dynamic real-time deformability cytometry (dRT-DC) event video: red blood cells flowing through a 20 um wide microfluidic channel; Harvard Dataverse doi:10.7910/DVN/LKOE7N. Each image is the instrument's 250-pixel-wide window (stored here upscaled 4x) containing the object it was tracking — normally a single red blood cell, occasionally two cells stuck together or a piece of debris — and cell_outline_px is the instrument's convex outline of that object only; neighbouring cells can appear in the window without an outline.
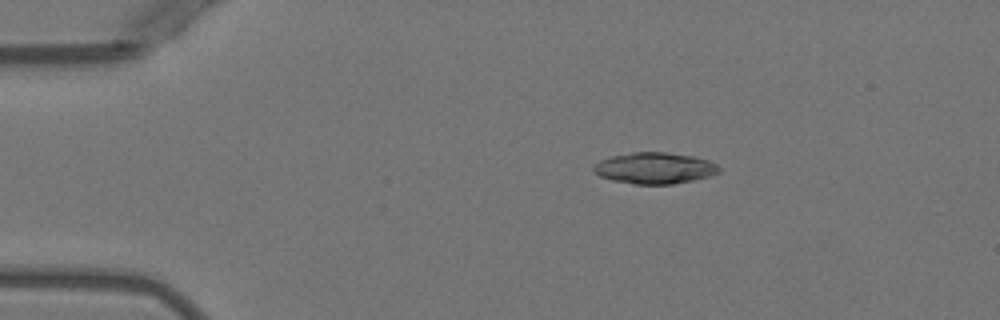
{"species": "Egyptian fruit bat (a non-hibernating species)", "species_latin": "Rousettus aegyptiacus", "temperature_condition": "warm", "stored_images_in_passage": 6, "camera_frame_rate_fps": 3000, "um_per_image_px": 0.085, "animal": {"sex": "female"}, "frame": {"image": 1, "passage_image": 2, "time_ms": 1.0, "image_size_px": [1000, 320], "cell_outline_px": [[720, 172], [708, 176], [692, 180], [672, 184], [636, 184], [612, 180], [600, 176], [592, 172], [592, 168], [600, 160], [612, 156], [632, 152], [664, 152], [696, 156], [708, 160], [716, 164], [720, 168]], "centroid_in_image_um": [55.64, 14.28], "position_along_channel_um": 29.4, "area_um2": 22.83}}
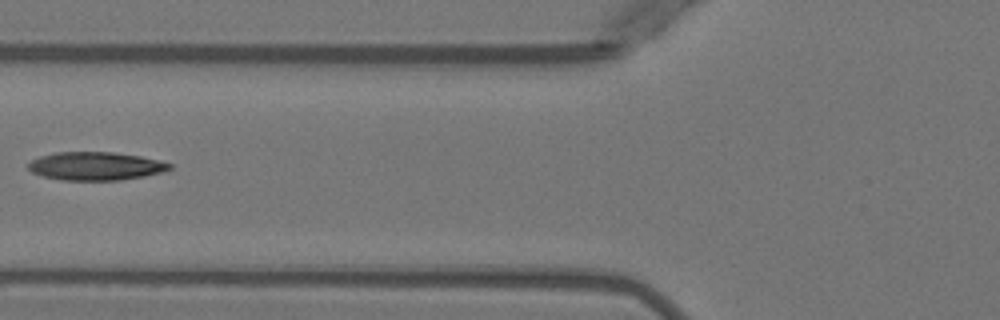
{"frame": {"image": 2, "passage_image": 5, "time_ms": 4.667, "image_size_px": [1000, 320], "cell_outline_px": [[172, 168], [160, 172], [144, 176], [120, 180], [64, 180], [44, 176], [32, 172], [28, 168], [28, 164], [32, 160], [40, 156], [56, 152], [112, 152], [140, 156], [172, 164]], "centroid_in_image_um": [8.11, 14.11], "position_along_channel_um": 117.7, "area_um2": 23.0}}
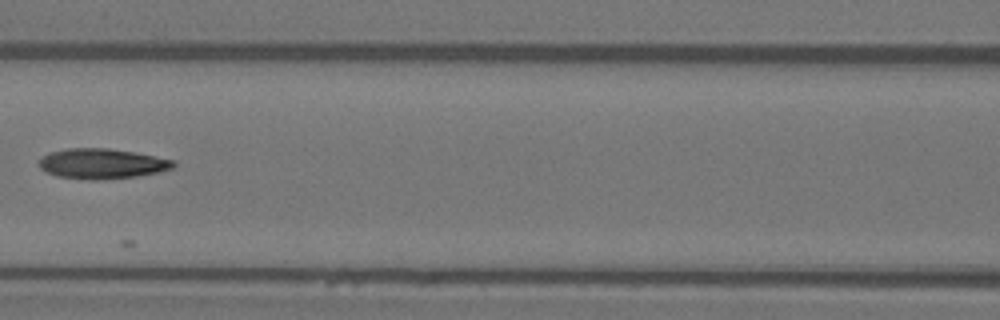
{"frame": {"image": 3, "passage_image": 6, "time_ms": 5.667, "image_size_px": [1000, 320], "cell_outline_px": [[176, 164], [172, 168], [156, 172], [136, 176], [96, 180], [92, 180], [56, 176], [40, 168], [40, 160], [48, 152], [68, 148], [108, 148], [132, 152], [176, 160]], "centroid_in_image_um": [8.66, 13.9], "position_along_channel_um": 157.9, "area_um2": 23.35}}